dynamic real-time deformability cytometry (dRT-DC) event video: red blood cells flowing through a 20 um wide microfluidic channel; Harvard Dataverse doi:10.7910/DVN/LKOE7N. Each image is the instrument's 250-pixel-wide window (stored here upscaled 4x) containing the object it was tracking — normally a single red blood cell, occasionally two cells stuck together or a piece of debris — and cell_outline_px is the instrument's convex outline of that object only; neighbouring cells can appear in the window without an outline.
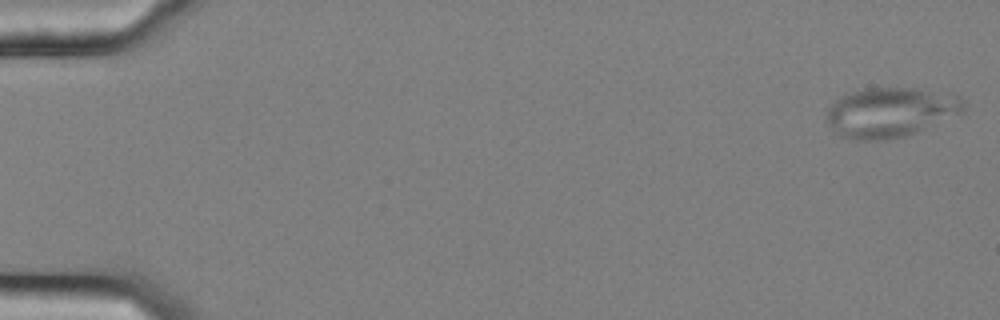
{"species": "common noctule bat (a hibernating species)", "species_latin": "Nyctalus noctula", "temperature_condition": "cold", "stored_images_in_passage": 56, "camera_frame_rate_fps": 3000, "um_per_image_px": 0.085, "animal": {"sex": "female", "body_mass_g": 25.1}, "frame": {"image": 1, "passage_image": 1, "time_ms": 0.0, "image_size_px": [1000, 320], "cell_outline_px": [[964, 112], [916, 132], [904, 136], [884, 140], [852, 140], [840, 136], [824, 120], [828, 108], [844, 92], [864, 88], [916, 88], [960, 96], [964, 100]], "centroid_in_image_um": [75.64, 9.54], "position_along_channel_um": 9.4, "area_um2": 40.0}}
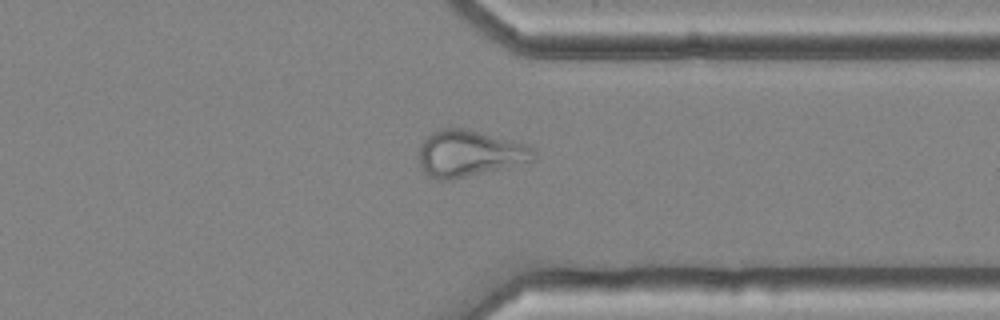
{"frame": {"image": 2, "passage_image": 44, "time_ms": 14.333, "image_size_px": [1000, 320], "cell_outline_px": [[536, 160], [504, 168], [452, 180], [436, 180], [428, 176], [420, 168], [420, 144], [432, 132], [440, 128], [464, 128], [512, 140], [536, 148]], "centroid_in_image_um": [39.91, 13.06], "position_along_channel_um": 371.5, "area_um2": 31.21}}
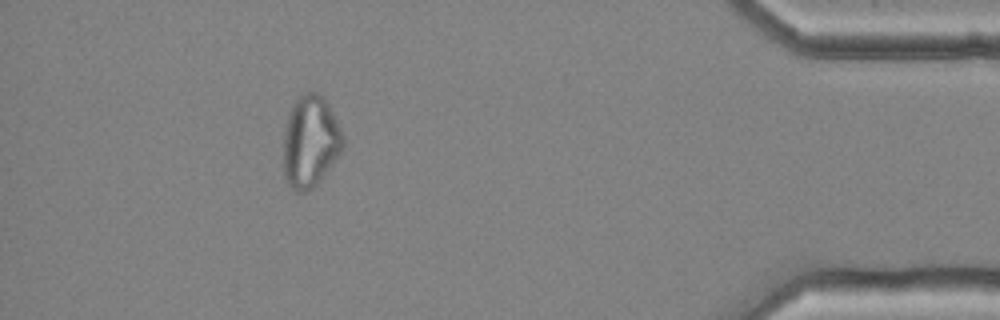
{"frame": {"image": 3, "passage_image": 51, "time_ms": 16.667, "image_size_px": [1000, 320], "cell_outline_px": [[344, 144], [340, 152], [324, 176], [312, 188], [304, 192], [296, 192], [288, 184], [284, 176], [284, 128], [288, 112], [296, 96], [304, 92], [316, 92], [324, 96], [344, 136]], "centroid_in_image_um": [26.36, 12.0], "position_along_channel_um": 408.8, "area_um2": 32.08}}